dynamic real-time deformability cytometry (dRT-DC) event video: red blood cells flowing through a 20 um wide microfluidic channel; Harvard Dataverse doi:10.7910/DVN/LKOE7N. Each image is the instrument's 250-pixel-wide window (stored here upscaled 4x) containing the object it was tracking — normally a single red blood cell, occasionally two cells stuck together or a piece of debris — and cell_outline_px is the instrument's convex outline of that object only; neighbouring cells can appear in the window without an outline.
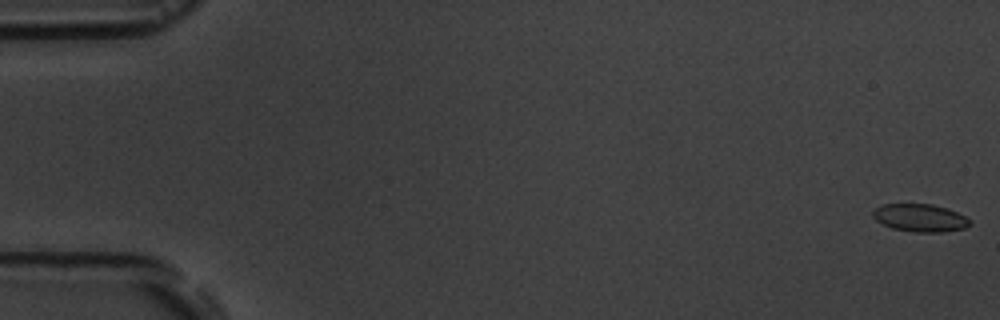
{"species": "common noctule bat (a hibernating species)", "species_latin": "Nyctalus noctula", "temperature_condition": "room temperature", "stored_images_in_passage": 6, "camera_frame_rate_fps": 3000, "um_per_image_px": 0.085, "animal": {"sex": "male", "body_mass_g": 19.5, "forearm_length_mm": 54.6}, "frame": {"image": 1, "passage_image": 1, "time_ms": 0.0, "image_size_px": [1000, 320], "cell_outline_px": [[972, 224], [964, 228], [944, 232], [912, 232], [892, 228], [876, 220], [872, 216], [872, 212], [880, 204], [932, 204], [948, 208], [972, 220]], "centroid_in_image_um": [78.22, 18.52], "position_along_channel_um": 6.8, "area_um2": 15.78}}
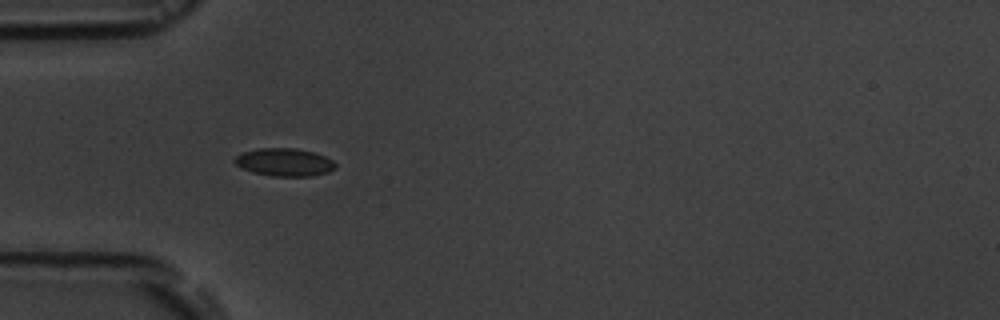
{"frame": {"image": 2, "passage_image": 5, "time_ms": 5.667, "image_size_px": [1000, 320], "cell_outline_px": [[336, 168], [328, 172], [312, 176], [272, 176], [252, 172], [236, 164], [232, 160], [236, 156], [244, 152], [256, 148], [296, 148], [316, 152], [332, 160], [336, 164]], "centroid_in_image_um": [24.19, 13.78], "position_along_channel_um": 60.8, "area_um2": 16.42}}
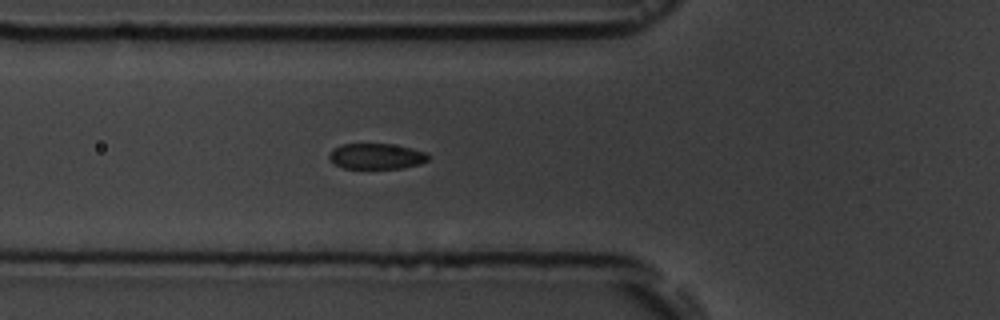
{"frame": {"image": 3, "passage_image": 6, "time_ms": 6.667, "image_size_px": [1000, 320], "cell_outline_px": [[428, 160], [420, 164], [400, 168], [344, 168], [328, 160], [328, 152], [332, 148], [340, 144], [392, 144], [412, 148], [428, 152]], "centroid_in_image_um": [31.96, 13.27], "position_along_channel_um": 93.8, "area_um2": 14.97}}